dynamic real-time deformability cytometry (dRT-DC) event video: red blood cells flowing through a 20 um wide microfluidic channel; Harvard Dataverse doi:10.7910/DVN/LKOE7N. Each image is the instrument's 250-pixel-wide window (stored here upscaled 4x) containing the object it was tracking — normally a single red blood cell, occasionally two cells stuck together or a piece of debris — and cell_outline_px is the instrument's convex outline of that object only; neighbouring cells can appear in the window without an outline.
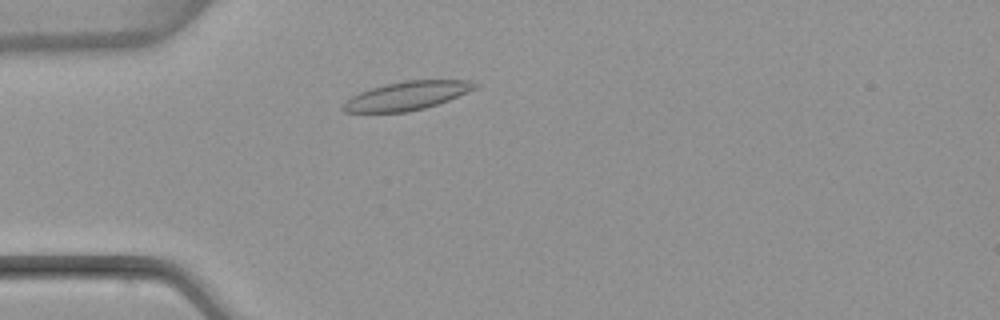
{"species": "common noctule bat (a hibernating species)", "species_latin": "Nyctalus noctula", "temperature_condition": "warm", "stored_images_in_passage": 3, "camera_frame_rate_fps": 3000, "um_per_image_px": 0.085, "animal": {"sex": "female", "body_mass_g": 22.7, "forearm_length_mm": 54.2}, "frame": {"image": 1, "passage_image": 3, "time_ms": 2.333, "image_size_px": [1000, 320], "cell_outline_px": [[480, 84], [476, 88], [448, 100], [424, 108], [408, 112], [344, 112], [340, 108], [340, 104], [344, 100], [360, 92], [372, 88], [404, 80], [472, 80]], "centroid_in_image_um": [34.56, 8.14], "position_along_channel_um": 50.4, "area_um2": 21.91}}